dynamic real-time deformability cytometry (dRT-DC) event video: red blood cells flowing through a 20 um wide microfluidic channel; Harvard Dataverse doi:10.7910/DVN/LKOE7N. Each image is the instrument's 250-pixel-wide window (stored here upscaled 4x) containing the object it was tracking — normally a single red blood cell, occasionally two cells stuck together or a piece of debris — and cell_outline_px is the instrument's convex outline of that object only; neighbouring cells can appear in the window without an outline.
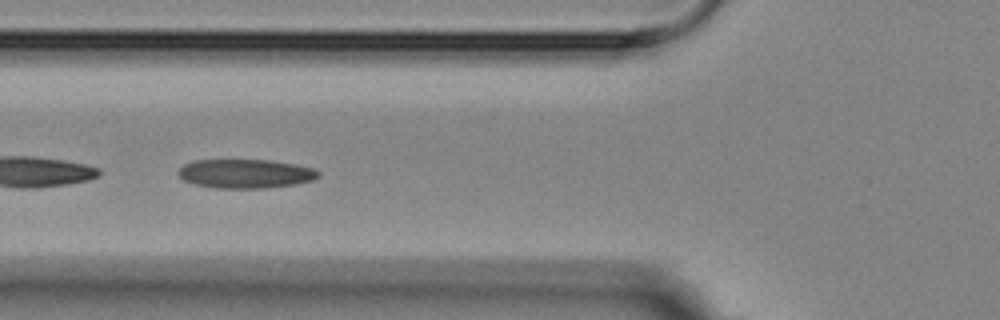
{"species": "Egyptian fruit bat (a non-hibernating species)", "species_latin": "Rousettus aegyptiacus", "temperature_condition": "room temperature", "stored_images_in_passage": 6, "camera_frame_rate_fps": 3000, "um_per_image_px": 0.085, "animal": {"sex": "female"}, "frame": {"image": 1, "passage_image": 5, "time_ms": 5.333, "image_size_px": [1000, 320], "cell_outline_px": [[320, 176], [312, 180], [296, 184], [268, 188], [216, 188], [196, 184], [184, 180], [176, 172], [184, 164], [196, 160], [272, 160], [312, 168], [320, 172]], "centroid_in_image_um": [20.87, 14.76], "position_along_channel_um": 104.9, "area_um2": 23.58}}
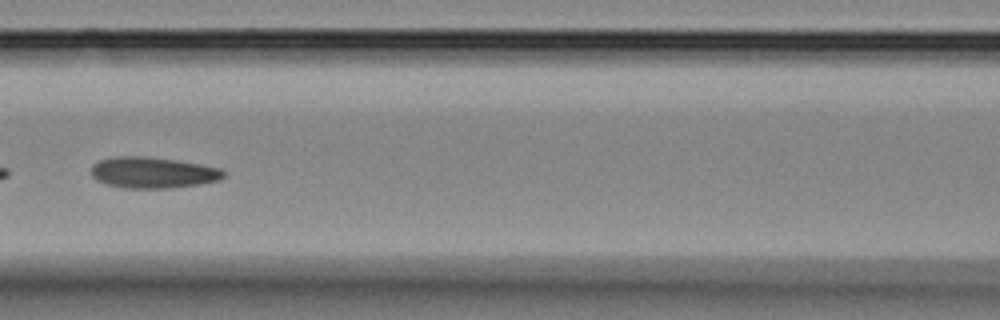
{"frame": {"image": 2, "passage_image": 6, "time_ms": 6.667, "image_size_px": [1000, 320], "cell_outline_px": [[224, 176], [220, 180], [200, 184], [168, 188], [124, 188], [104, 184], [96, 180], [92, 176], [92, 164], [100, 160], [116, 156], [148, 156], [176, 160], [200, 164], [220, 168], [224, 172]], "centroid_in_image_um": [12.97, 14.67], "position_along_channel_um": 153.6, "area_um2": 24.1}}